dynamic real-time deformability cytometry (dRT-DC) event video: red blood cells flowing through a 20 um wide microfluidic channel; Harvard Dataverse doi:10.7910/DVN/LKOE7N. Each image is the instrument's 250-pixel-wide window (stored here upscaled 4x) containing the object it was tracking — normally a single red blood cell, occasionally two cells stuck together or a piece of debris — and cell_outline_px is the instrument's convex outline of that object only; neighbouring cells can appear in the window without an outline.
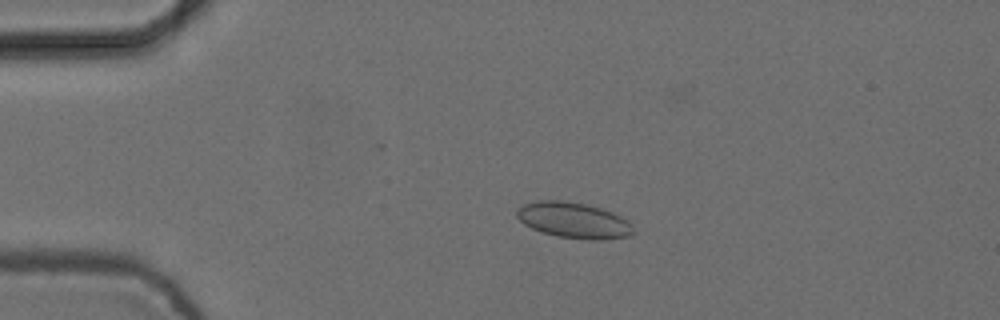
{"species": "common noctule bat (a hibernating species)", "species_latin": "Nyctalus noctula", "temperature_condition": "cold", "stored_images_in_passage": 3, "camera_frame_rate_fps": 3000, "um_per_image_px": 0.085, "animal": {"sex": "female", "body_mass_g": 24.6, "forearm_length_mm": 56.2}, "frame": {"image": 1, "passage_image": 2, "time_ms": 0.333, "image_size_px": [1000, 320], "cell_outline_px": [[636, 232], [632, 236], [600, 240], [588, 240], [556, 236], [532, 228], [524, 224], [516, 216], [516, 212], [524, 204], [540, 200], [560, 200], [584, 204], [600, 208], [612, 212], [628, 220], [632, 224]], "centroid_in_image_um": [48.82, 18.74], "position_along_channel_um": 36.2, "area_um2": 24.33}}